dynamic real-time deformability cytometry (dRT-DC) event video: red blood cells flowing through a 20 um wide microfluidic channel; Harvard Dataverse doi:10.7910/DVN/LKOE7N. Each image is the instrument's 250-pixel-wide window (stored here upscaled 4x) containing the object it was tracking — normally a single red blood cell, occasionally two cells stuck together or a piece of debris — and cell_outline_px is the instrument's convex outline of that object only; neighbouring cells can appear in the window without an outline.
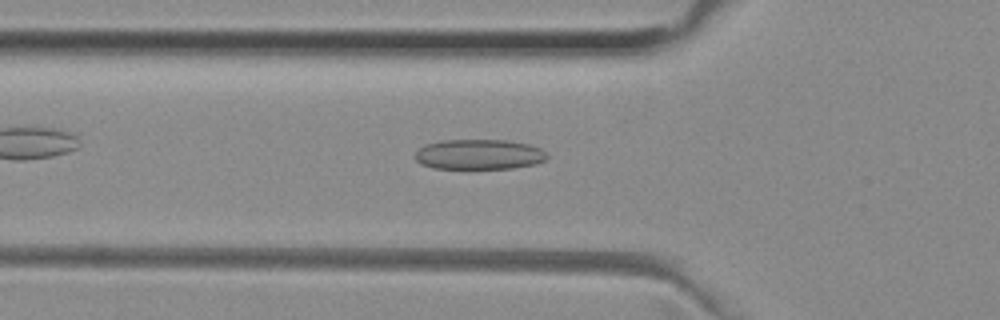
{"species": "common noctule bat (a hibernating species)", "species_latin": "Nyctalus noctula", "temperature_condition": "room temperature", "stored_images_in_passage": 42, "camera_frame_rate_fps": 3000, "um_per_image_px": 0.085, "animal": {"sex": "female", "body_mass_g": 29.2, "forearm_length_mm": 56.3}, "frame": {"image": 1, "passage_image": 8, "time_ms": 2.333, "image_size_px": [1000, 320], "cell_outline_px": [[548, 156], [544, 160], [536, 164], [512, 168], [432, 168], [420, 164], [416, 160], [416, 152], [424, 144], [440, 140], [508, 140], [528, 144], [540, 148]], "centroid_in_image_um": [40.7, 13.12], "position_along_channel_um": 85.1, "area_um2": 23.18}}
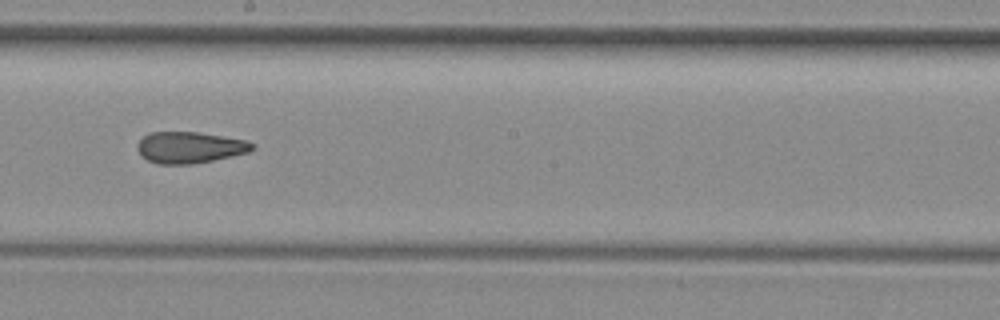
{"frame": {"image": 2, "passage_image": 19, "time_ms": 6.0, "image_size_px": [1000, 320], "cell_outline_px": [[256, 148], [248, 152], [232, 156], [192, 164], [156, 164], [140, 156], [136, 148], [136, 144], [148, 132], [196, 132], [248, 140], [256, 144]], "centroid_in_image_um": [16.12, 12.53], "position_along_channel_um": 232.1, "area_um2": 21.21}}
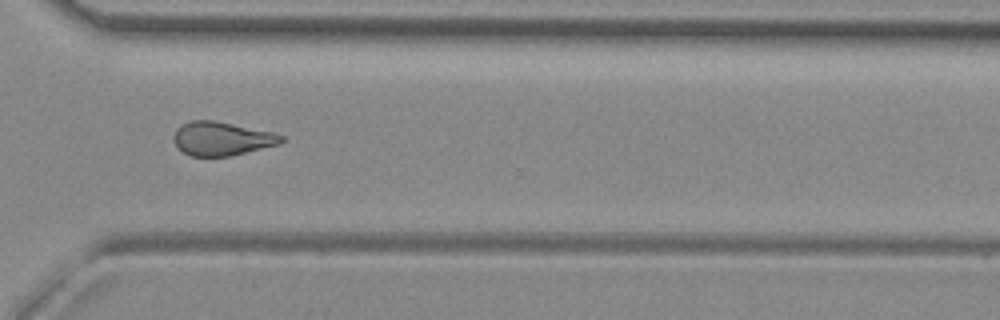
{"frame": {"image": 3, "passage_image": 28, "time_ms": 9.0, "image_size_px": [1000, 320], "cell_outline_px": [[284, 140], [280, 144], [228, 156], [192, 156], [176, 148], [172, 136], [176, 128], [192, 120], [212, 120], [272, 132], [284, 136]], "centroid_in_image_um": [18.81, 11.78], "position_along_channel_um": 351.8, "area_um2": 20.98}, "authors_computed_cell_mechanics": {"area_um2": 21.3282, "velocity_mm_per_s": 3.9924, "shape_relaxation_time_tau1_ms": null, "shape_relaxation_time_tau2_ms": 2.8228, "deformation_change_tau1": null, "deformation_change_tau2": 0.1182}}